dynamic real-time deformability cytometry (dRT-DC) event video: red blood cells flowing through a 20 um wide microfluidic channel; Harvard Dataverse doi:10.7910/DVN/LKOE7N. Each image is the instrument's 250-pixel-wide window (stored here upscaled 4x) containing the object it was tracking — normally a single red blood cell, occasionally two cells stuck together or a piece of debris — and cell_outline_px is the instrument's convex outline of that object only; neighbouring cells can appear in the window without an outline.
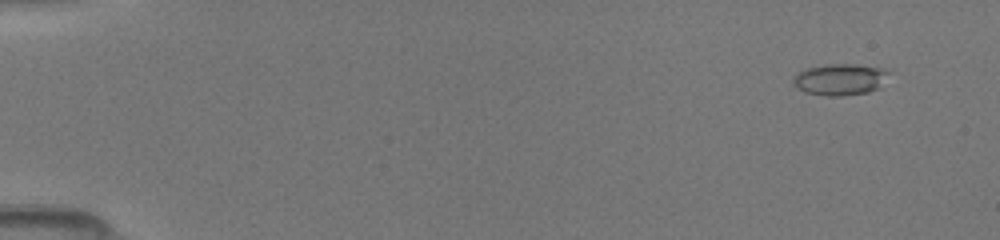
{"species": "common noctule bat (a hibernating species)", "species_latin": "Nyctalus noctula", "temperature_condition": "room temperature", "stored_images_in_passage": 50, "camera_frame_rate_fps": 3000, "um_per_image_px": 0.085, "animal": {"sex": "female", "body_mass_g": 19.5, "forearm_length_mm": 54.1}, "frame": {"image": 1, "passage_image": 4, "time_ms": 1.0, "image_size_px": [1000, 240], "cell_outline_px": [[892, 68], [880, 88], [868, 92], [840, 96], [828, 96], [804, 92], [796, 88], [792, 84], [792, 76], [796, 72], [808, 68], [828, 64], [856, 64]], "centroid_in_image_um": [71.42, 6.74], "position_along_channel_um": 13.6, "area_um2": 18.03}}
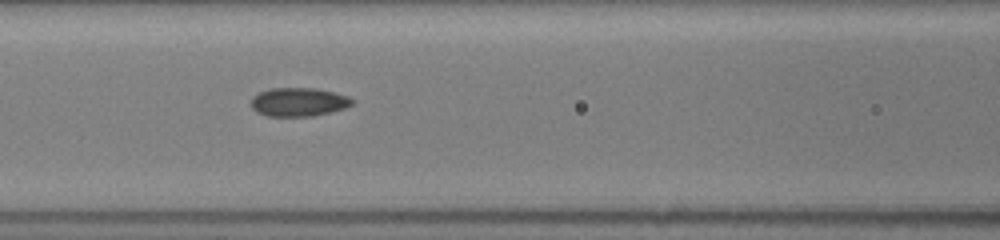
{"frame": {"image": 2, "passage_image": 23, "time_ms": 7.333, "image_size_px": [1000, 240], "cell_outline_px": [[352, 104], [344, 108], [312, 116], [268, 116], [256, 112], [252, 108], [252, 96], [268, 88], [316, 88], [348, 96], [352, 100]], "centroid_in_image_um": [25.33, 8.66], "position_along_channel_um": 141.3, "area_um2": 16.7}}
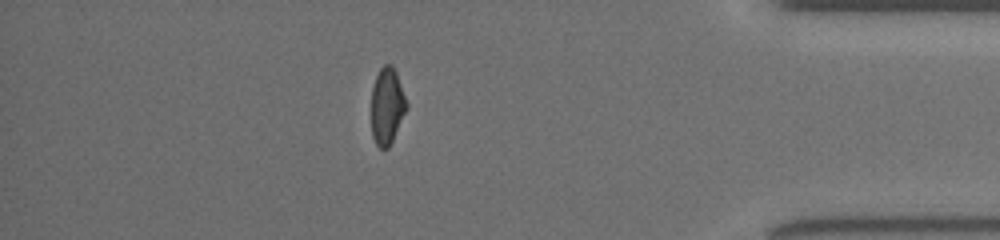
{"frame": {"image": 3, "passage_image": 44, "time_ms": 14.333, "image_size_px": [1000, 240], "cell_outline_px": [[408, 108], [388, 148], [380, 148], [376, 144], [372, 136], [372, 88], [376, 76], [380, 68], [384, 64], [392, 64], [396, 72], [408, 104]], "centroid_in_image_um": [32.91, 9.0], "position_along_channel_um": 402.3, "area_um2": 15.66}}